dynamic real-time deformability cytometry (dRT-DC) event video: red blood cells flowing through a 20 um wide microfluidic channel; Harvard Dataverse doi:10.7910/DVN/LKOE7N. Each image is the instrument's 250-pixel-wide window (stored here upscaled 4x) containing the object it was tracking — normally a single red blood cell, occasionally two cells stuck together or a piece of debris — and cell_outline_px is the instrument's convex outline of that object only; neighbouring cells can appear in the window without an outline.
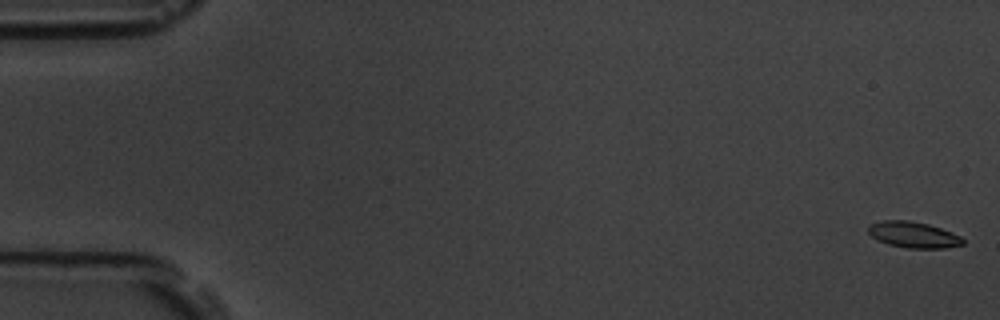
{"species": "common noctule bat (a hibernating species)", "species_latin": "Nyctalus noctula", "temperature_condition": "room temperature", "stored_images_in_passage": 10, "camera_frame_rate_fps": 3000, "um_per_image_px": 0.085, "animal": {"sex": "male", "body_mass_g": 19.5, "forearm_length_mm": 54.6}, "frame": {"image": 1, "passage_image": 1, "time_ms": 0.0, "image_size_px": [1000, 320], "cell_outline_px": [[964, 244], [944, 248], [908, 248], [888, 244], [872, 236], [868, 232], [868, 224], [880, 220], [908, 220], [928, 224], [952, 232], [960, 236], [964, 240]], "centroid_in_image_um": [77.63, 19.94], "position_along_channel_um": 7.4, "area_um2": 14.33}}
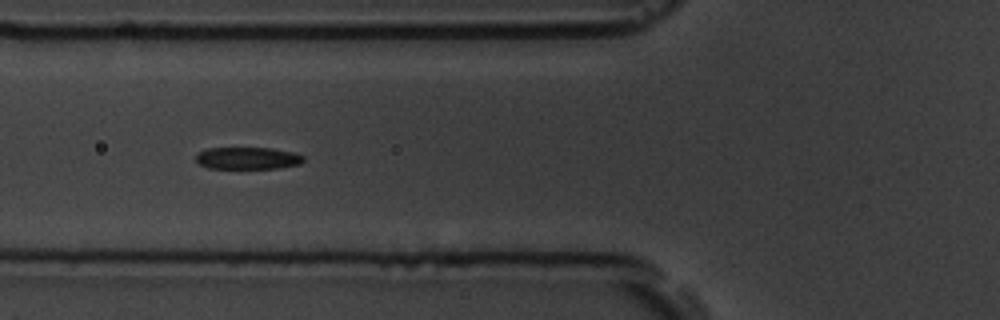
{"frame": {"image": 2, "passage_image": 7, "time_ms": 7.0, "image_size_px": [1000, 320], "cell_outline_px": [[304, 160], [300, 164], [280, 168], [208, 168], [200, 164], [196, 160], [196, 156], [200, 152], [208, 148], [272, 148], [292, 152], [304, 156]], "centroid_in_image_um": [21.08, 13.44], "position_along_channel_um": 104.7, "area_um2": 13.76}}
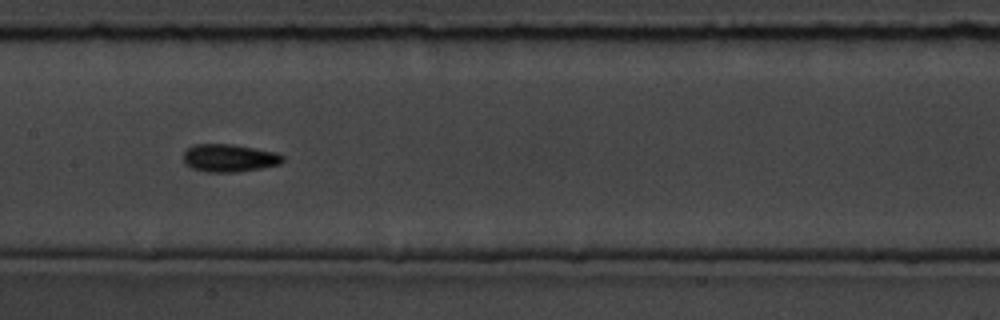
{"frame": {"image": 3, "passage_image": 9, "time_ms": 9.333, "image_size_px": [1000, 320], "cell_outline_px": [[284, 160], [280, 164], [260, 168], [236, 172], [204, 172], [192, 168], [184, 164], [184, 152], [192, 144], [232, 144], [276, 152], [284, 156]], "centroid_in_image_um": [19.47, 13.43], "position_along_channel_um": 187.9, "area_um2": 16.13}}